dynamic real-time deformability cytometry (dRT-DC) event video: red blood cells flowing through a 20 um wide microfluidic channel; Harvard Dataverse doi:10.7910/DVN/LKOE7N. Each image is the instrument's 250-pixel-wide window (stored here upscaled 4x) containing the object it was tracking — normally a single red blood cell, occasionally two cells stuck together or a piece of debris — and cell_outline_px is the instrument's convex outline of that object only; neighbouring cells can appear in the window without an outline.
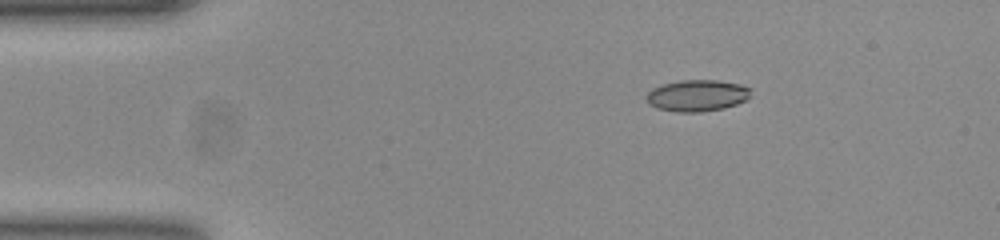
{"species": "common noctule bat (a hibernating species)", "species_latin": "Nyctalus noctula", "temperature_condition": "room temperature", "stored_images_in_passage": 45, "camera_frame_rate_fps": 3000, "um_per_image_px": 0.085, "animal": {"sex": "female", "body_mass_g": 23.0, "forearm_length_mm": 53.4}, "frame": {"image": 1, "passage_image": 1, "time_ms": 0.0, "image_size_px": [1000, 240], "cell_outline_px": [[752, 88], [748, 96], [744, 100], [736, 104], [724, 108], [700, 112], [676, 112], [656, 108], [648, 104], [644, 96], [652, 88], [664, 84], [680, 80], [716, 80], [740, 84]], "centroid_in_image_um": [59.21, 8.12], "position_along_channel_um": 25.8, "area_um2": 19.25}}
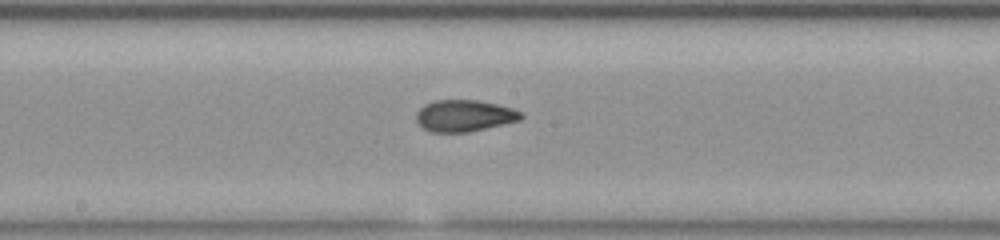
{"frame": {"image": 2, "passage_image": 20, "time_ms": 6.333, "image_size_px": [1000, 240], "cell_outline_px": [[524, 116], [520, 120], [468, 132], [432, 132], [424, 128], [416, 120], [416, 112], [424, 104], [432, 100], [476, 100], [496, 104], [512, 108], [524, 112]], "centroid_in_image_um": [39.47, 9.82], "position_along_channel_um": 208.7, "area_um2": 19.31}}
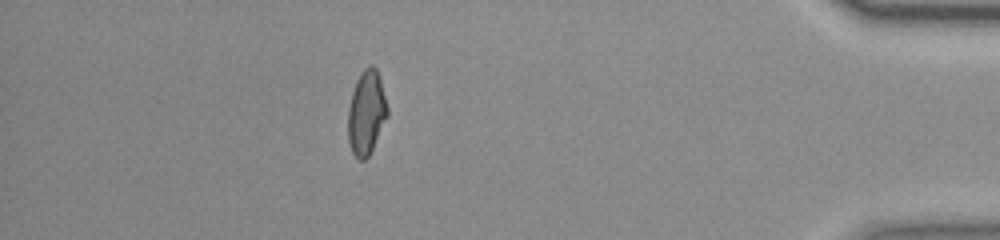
{"frame": {"image": 3, "passage_image": 39, "time_ms": 12.667, "image_size_px": [1000, 240], "cell_outline_px": [[388, 116], [368, 156], [364, 160], [360, 160], [352, 152], [348, 140], [348, 108], [352, 92], [356, 80], [360, 72], [368, 64], [372, 64], [376, 68], [380, 76], [388, 108]], "centroid_in_image_um": [31.14, 9.52], "position_along_channel_um": 404.1, "area_um2": 19.42}, "authors_computed_cell_mechanics": {"area_um2": 19.3052, "velocity_mm_per_s": 3.8802, "shape_relaxation_time_tau1_ms": null, "shape_relaxation_time_tau2_ms": 1.46, "deformation_change_tau1": null, "deformation_change_tau2": 0.0707}}